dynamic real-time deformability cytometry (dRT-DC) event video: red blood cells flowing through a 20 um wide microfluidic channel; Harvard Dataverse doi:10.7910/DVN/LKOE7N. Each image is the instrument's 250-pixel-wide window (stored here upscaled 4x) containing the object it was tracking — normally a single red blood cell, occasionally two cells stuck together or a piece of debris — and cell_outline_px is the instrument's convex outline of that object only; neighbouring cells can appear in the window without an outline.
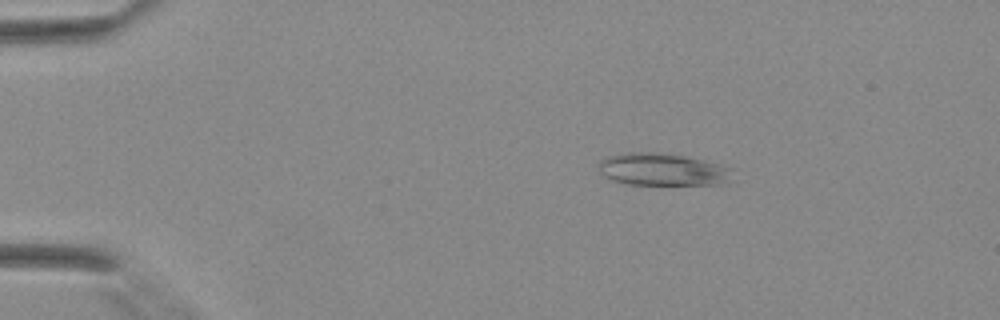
{"species": "Egyptian fruit bat (a non-hibernating species)", "species_latin": "Rousettus aegyptiacus", "temperature_condition": "warm", "stored_images_in_passage": 39, "camera_frame_rate_fps": 3000, "um_per_image_px": 0.085, "animal": {"sex": "female"}, "frame": {"image": 1, "passage_image": 5, "time_ms": 1.333, "image_size_px": [1000, 320], "cell_outline_px": [[740, 180], [724, 184], [628, 184], [612, 180], [604, 176], [600, 172], [600, 160], [608, 156], [632, 152], [656, 152], [684, 156], [704, 160], [720, 164], [732, 168]], "centroid_in_image_um": [56.47, 14.42], "position_along_channel_um": 28.5, "area_um2": 25.66}}
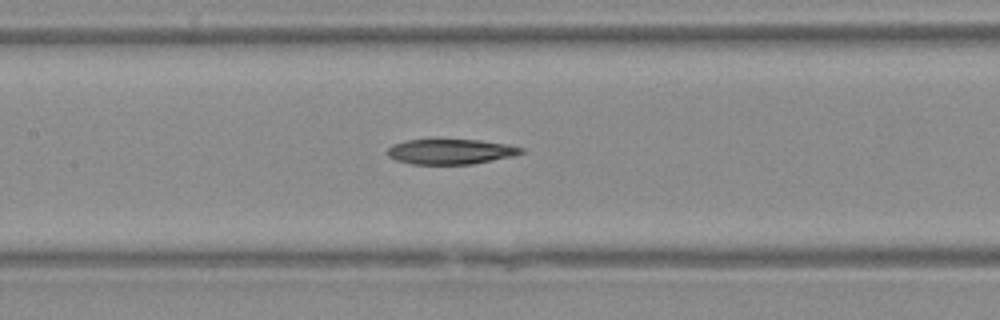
{"frame": {"image": 2, "passage_image": 18, "time_ms": 5.667, "image_size_px": [1000, 320], "cell_outline_px": [[524, 152], [512, 156], [472, 164], [412, 164], [396, 160], [388, 156], [388, 148], [392, 144], [408, 140], [480, 140], [508, 144], [524, 148]], "centroid_in_image_um": [38.31, 12.89], "position_along_channel_um": 169.1, "area_um2": 19.48}}
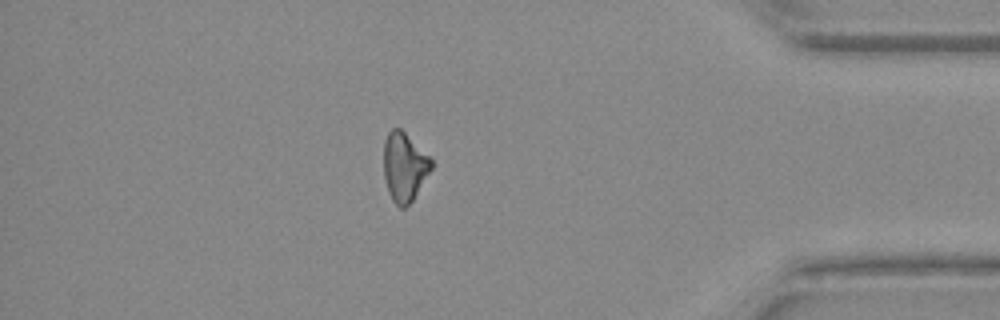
{"frame": {"image": 3, "passage_image": 34, "time_ms": 11.0, "image_size_px": [1000, 320], "cell_outline_px": [[432, 168], [412, 200], [404, 208], [400, 208], [392, 200], [388, 192], [384, 176], [384, 140], [388, 132], [392, 128], [400, 128], [432, 160]], "centroid_in_image_um": [34.34, 14.19], "position_along_channel_um": 400.9, "area_um2": 18.79}}